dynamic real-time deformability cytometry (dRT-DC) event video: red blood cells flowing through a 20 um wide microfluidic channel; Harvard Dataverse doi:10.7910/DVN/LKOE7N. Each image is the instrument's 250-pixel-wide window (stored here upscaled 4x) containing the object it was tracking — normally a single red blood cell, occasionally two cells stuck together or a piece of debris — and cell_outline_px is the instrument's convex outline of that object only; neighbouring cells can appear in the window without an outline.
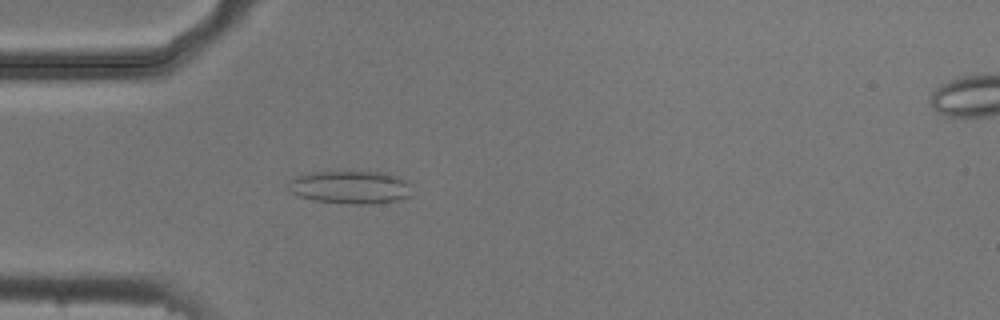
{"species": "common noctule bat (a hibernating species)", "species_latin": "Nyctalus noctula", "temperature_condition": "cold", "stored_images_in_passage": 53, "camera_frame_rate_fps": 3000, "um_per_image_px": 0.085, "animal": {"sex": "male", "body_mass_g": 20.5, "forearm_length_mm": 52.5}, "frame": {"image": 1, "passage_image": 15, "time_ms": 4.667, "image_size_px": [1000, 320], "cell_outline_px": [[408, 196], [396, 200], [368, 204], [352, 204], [316, 200], [300, 196], [292, 192], [288, 188], [288, 184], [296, 176], [312, 172], [380, 172], [396, 176], [408, 180]], "centroid_in_image_um": [29.75, 15.91], "position_along_channel_um": 55.2, "area_um2": 23.18}}
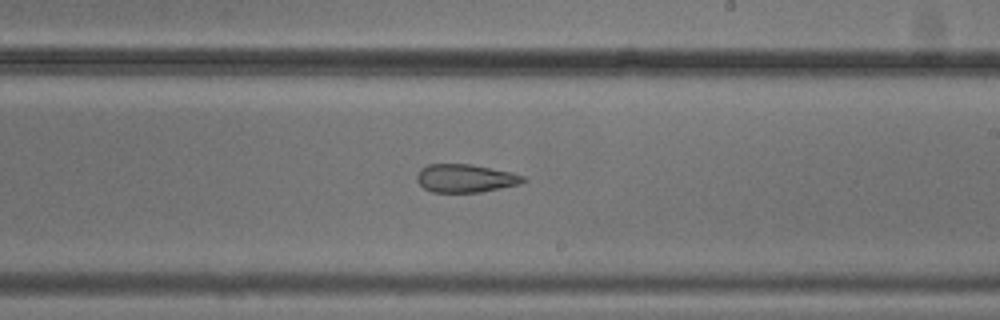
{"frame": {"image": 2, "passage_image": 31, "time_ms": 10.0, "image_size_px": [1000, 320], "cell_outline_px": [[528, 180], [520, 184], [480, 192], [432, 192], [424, 188], [416, 180], [416, 176], [420, 168], [428, 164], [472, 164], [512, 172], [524, 176]], "centroid_in_image_um": [39.56, 15.15], "position_along_channel_um": 249.4, "area_um2": 17.57}}
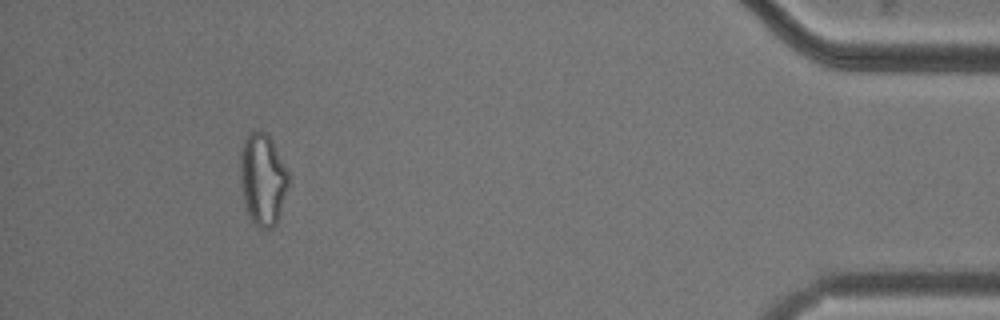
{"frame": {"image": 3, "passage_image": 49, "time_ms": 16.0, "image_size_px": [1000, 320], "cell_outline_px": [[288, 188], [276, 224], [272, 228], [260, 228], [252, 220], [248, 212], [240, 188], [240, 152], [244, 140], [248, 132], [256, 128], [260, 128], [268, 132], [288, 172]], "centroid_in_image_um": [22.31, 15.16], "position_along_channel_um": 412.9, "area_um2": 26.07}, "authors_computed_cell_mechanics": {"area_um2": 23.12, "velocity_mm_per_s": 3.7383, "shape_relaxation_time_tau1_ms": null, "shape_relaxation_time_tau2_ms": 5.1515, "deformation_change_tau1": null, "deformation_change_tau2": 0.1439}}